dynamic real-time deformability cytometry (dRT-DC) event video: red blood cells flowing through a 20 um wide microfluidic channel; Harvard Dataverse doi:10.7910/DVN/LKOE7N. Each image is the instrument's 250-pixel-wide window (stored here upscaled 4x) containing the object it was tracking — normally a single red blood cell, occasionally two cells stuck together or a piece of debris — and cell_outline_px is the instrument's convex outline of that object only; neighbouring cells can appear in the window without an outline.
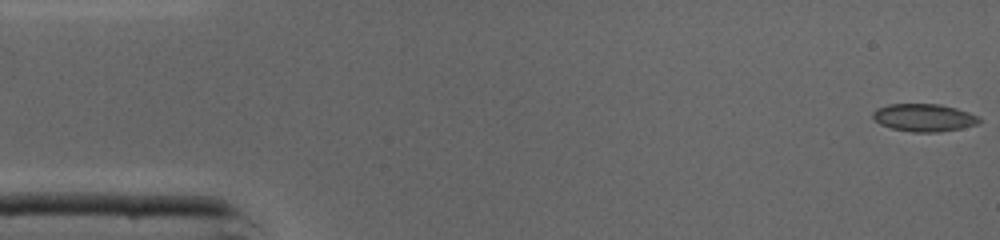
{"species": "common noctule bat (a hibernating species)", "species_latin": "Nyctalus noctula", "temperature_condition": "cold", "stored_images_in_passage": 46, "camera_frame_rate_fps": 3000, "um_per_image_px": 0.085, "animal": {"sex": "male", "body_mass_g": 19.0, "forearm_length_mm": 50.8}, "frame": {"image": 1, "passage_image": 1, "time_ms": 0.0, "image_size_px": [1000, 240], "cell_outline_px": [[980, 124], [960, 128], [936, 132], [912, 132], [892, 128], [880, 124], [872, 116], [872, 112], [876, 108], [888, 104], [940, 104], [956, 108], [968, 112], [976, 116], [980, 120]], "centroid_in_image_um": [78.51, 9.99], "position_along_channel_um": 6.5, "area_um2": 17.05}}
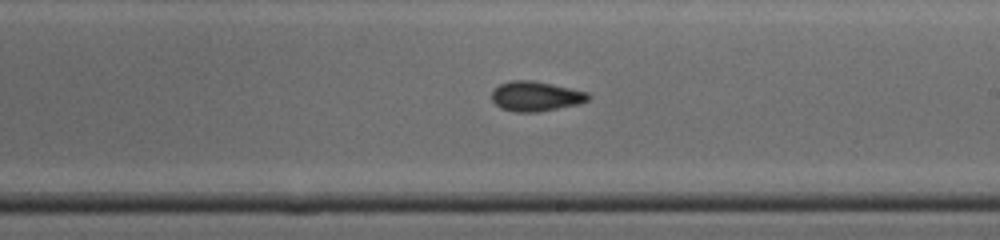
{"frame": {"image": 2, "passage_image": 26, "time_ms": 8.333, "image_size_px": [1000, 240], "cell_outline_px": [[592, 96], [588, 100], [576, 104], [536, 112], [516, 112], [500, 108], [492, 100], [492, 92], [500, 84], [512, 80], [532, 80], [552, 84], [588, 92]], "centroid_in_image_um": [45.53, 8.17], "position_along_channel_um": 243.5, "area_um2": 16.59}}
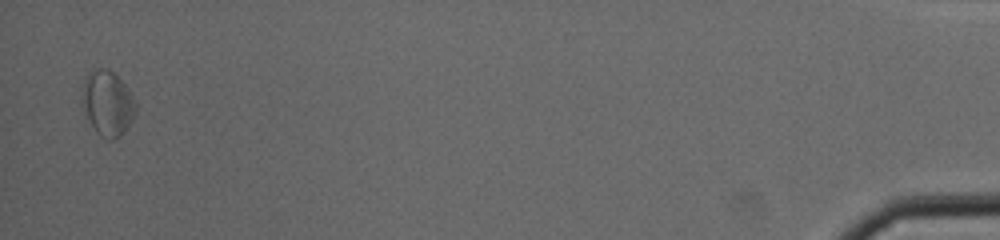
{"frame": {"image": 3, "passage_image": 45, "time_ms": 14.667, "image_size_px": [1000, 240], "cell_outline_px": [[136, 112], [132, 120], [124, 132], [120, 136], [112, 140], [108, 140], [100, 136], [96, 132], [88, 120], [80, 104], [80, 96], [84, 80], [92, 72], [100, 68], [108, 68], [124, 84], [136, 100]], "centroid_in_image_um": [9.12, 8.81], "position_along_channel_um": 426.1, "area_um2": 20.46}, "authors_computed_cell_mechanics": {"area_um2": 16.8776, "velocity_mm_per_s": 4.3637, "shape_relaxation_time_tau1_ms": 3.0188, "shape_relaxation_time_tau2_ms": 4.1617, "deformation_change_tau1": 0.1012, "deformation_change_tau2": 0.099}}